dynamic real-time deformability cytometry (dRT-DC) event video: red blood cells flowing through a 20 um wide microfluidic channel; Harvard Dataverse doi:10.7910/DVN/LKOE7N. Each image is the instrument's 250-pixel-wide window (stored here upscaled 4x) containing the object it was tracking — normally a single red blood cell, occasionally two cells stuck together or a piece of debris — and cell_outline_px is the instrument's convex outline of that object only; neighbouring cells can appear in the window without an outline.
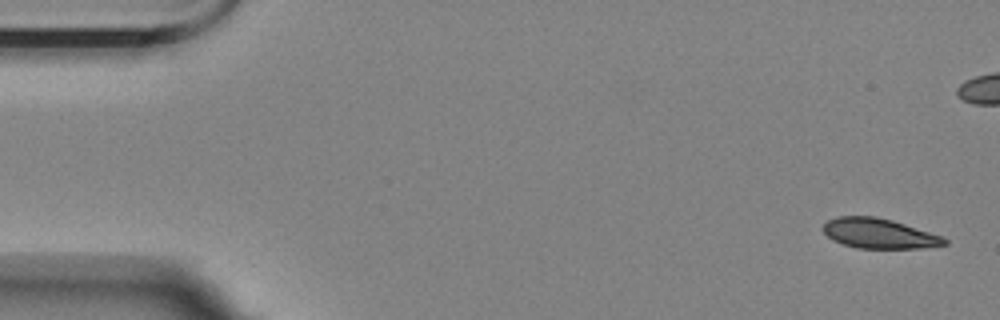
{"species": "Egyptian fruit bat (a non-hibernating species)", "species_latin": "Rousettus aegyptiacus", "temperature_condition": "room temperature", "stored_images_in_passage": 5, "camera_frame_rate_fps": 3000, "um_per_image_px": 0.085, "animal": {"sex": "female"}, "frame": {"image": 1, "passage_image": 1, "time_ms": 0.0, "image_size_px": [1000, 320], "cell_outline_px": [[948, 244], [920, 248], [860, 248], [844, 244], [832, 240], [824, 232], [824, 224], [828, 220], [836, 216], [876, 216], [892, 220], [940, 236], [948, 240]], "centroid_in_image_um": [74.69, 19.84], "position_along_channel_um": 10.3, "area_um2": 20.87}}